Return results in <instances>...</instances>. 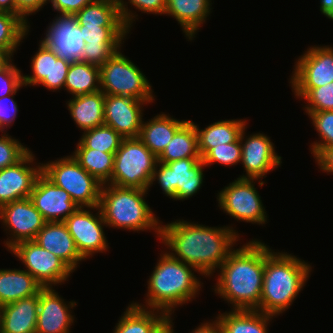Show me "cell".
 <instances>
[{"label": "cell", "instance_id": "6da1fadb", "mask_svg": "<svg viewBox=\"0 0 333 333\" xmlns=\"http://www.w3.org/2000/svg\"><path fill=\"white\" fill-rule=\"evenodd\" d=\"M162 224L161 221L159 241L166 251L173 258L194 267L205 278H213L234 245L241 240V234L231 225L210 227L184 219Z\"/></svg>", "mask_w": 333, "mask_h": 333}, {"label": "cell", "instance_id": "7a4b0ae2", "mask_svg": "<svg viewBox=\"0 0 333 333\" xmlns=\"http://www.w3.org/2000/svg\"><path fill=\"white\" fill-rule=\"evenodd\" d=\"M265 269V243L253 239L234 248L218 268L213 291L231 310H258Z\"/></svg>", "mask_w": 333, "mask_h": 333}, {"label": "cell", "instance_id": "3957f363", "mask_svg": "<svg viewBox=\"0 0 333 333\" xmlns=\"http://www.w3.org/2000/svg\"><path fill=\"white\" fill-rule=\"evenodd\" d=\"M158 259L147 279L146 301L144 304L132 302L141 308L158 310L172 317L175 308L192 302L200 294L203 283L197 276L201 274L194 267L173 258L166 248ZM196 272L200 275H195Z\"/></svg>", "mask_w": 333, "mask_h": 333}, {"label": "cell", "instance_id": "277c9868", "mask_svg": "<svg viewBox=\"0 0 333 333\" xmlns=\"http://www.w3.org/2000/svg\"><path fill=\"white\" fill-rule=\"evenodd\" d=\"M312 267L292 253L275 252L265 244L260 311L276 317L287 311L306 286Z\"/></svg>", "mask_w": 333, "mask_h": 333}, {"label": "cell", "instance_id": "5b68a950", "mask_svg": "<svg viewBox=\"0 0 333 333\" xmlns=\"http://www.w3.org/2000/svg\"><path fill=\"white\" fill-rule=\"evenodd\" d=\"M147 192L149 190L103 184L99 208L107 227L137 233L154 231L160 239L161 220L145 200Z\"/></svg>", "mask_w": 333, "mask_h": 333}, {"label": "cell", "instance_id": "8992f818", "mask_svg": "<svg viewBox=\"0 0 333 333\" xmlns=\"http://www.w3.org/2000/svg\"><path fill=\"white\" fill-rule=\"evenodd\" d=\"M100 90L106 95L129 96L150 104L156 100L148 78L121 49L100 66Z\"/></svg>", "mask_w": 333, "mask_h": 333}, {"label": "cell", "instance_id": "52a82bcc", "mask_svg": "<svg viewBox=\"0 0 333 333\" xmlns=\"http://www.w3.org/2000/svg\"><path fill=\"white\" fill-rule=\"evenodd\" d=\"M157 162V157L138 137L123 138L115 152L112 176L108 184L150 190Z\"/></svg>", "mask_w": 333, "mask_h": 333}, {"label": "cell", "instance_id": "ba28073f", "mask_svg": "<svg viewBox=\"0 0 333 333\" xmlns=\"http://www.w3.org/2000/svg\"><path fill=\"white\" fill-rule=\"evenodd\" d=\"M42 173L70 194L79 207H97L102 183L80 166L71 155L42 163Z\"/></svg>", "mask_w": 333, "mask_h": 333}, {"label": "cell", "instance_id": "9c48e42d", "mask_svg": "<svg viewBox=\"0 0 333 333\" xmlns=\"http://www.w3.org/2000/svg\"><path fill=\"white\" fill-rule=\"evenodd\" d=\"M205 168L201 158L180 159L166 164L157 162L150 187L157 181L170 200H187L202 188Z\"/></svg>", "mask_w": 333, "mask_h": 333}, {"label": "cell", "instance_id": "30bf717a", "mask_svg": "<svg viewBox=\"0 0 333 333\" xmlns=\"http://www.w3.org/2000/svg\"><path fill=\"white\" fill-rule=\"evenodd\" d=\"M255 181V182H254ZM262 187L259 179H234L217 193L218 207L236 221L265 225L268 223L267 211L255 183Z\"/></svg>", "mask_w": 333, "mask_h": 333}, {"label": "cell", "instance_id": "8fae6325", "mask_svg": "<svg viewBox=\"0 0 333 333\" xmlns=\"http://www.w3.org/2000/svg\"><path fill=\"white\" fill-rule=\"evenodd\" d=\"M9 252L17 257L43 288L64 284L73 271L54 253L43 249L33 240L22 241L12 247Z\"/></svg>", "mask_w": 333, "mask_h": 333}, {"label": "cell", "instance_id": "7c38bea8", "mask_svg": "<svg viewBox=\"0 0 333 333\" xmlns=\"http://www.w3.org/2000/svg\"><path fill=\"white\" fill-rule=\"evenodd\" d=\"M64 223L74 239L78 252L85 260L92 258L96 253L108 251L109 243L104 232L107 224L99 206L78 207Z\"/></svg>", "mask_w": 333, "mask_h": 333}, {"label": "cell", "instance_id": "4fadbf2b", "mask_svg": "<svg viewBox=\"0 0 333 333\" xmlns=\"http://www.w3.org/2000/svg\"><path fill=\"white\" fill-rule=\"evenodd\" d=\"M0 222L9 235L3 242L9 251L17 243L34 240L46 221L30 198H25L1 206Z\"/></svg>", "mask_w": 333, "mask_h": 333}, {"label": "cell", "instance_id": "5bb4252c", "mask_svg": "<svg viewBox=\"0 0 333 333\" xmlns=\"http://www.w3.org/2000/svg\"><path fill=\"white\" fill-rule=\"evenodd\" d=\"M289 84L291 88H317L333 81V47L308 46L294 62Z\"/></svg>", "mask_w": 333, "mask_h": 333}, {"label": "cell", "instance_id": "9a60e30c", "mask_svg": "<svg viewBox=\"0 0 333 333\" xmlns=\"http://www.w3.org/2000/svg\"><path fill=\"white\" fill-rule=\"evenodd\" d=\"M247 126L241 132L240 142L242 146L241 162L245 175L240 179H259L277 169L282 164V157L276 153L275 145L263 132L251 133L246 136Z\"/></svg>", "mask_w": 333, "mask_h": 333}, {"label": "cell", "instance_id": "2e32d148", "mask_svg": "<svg viewBox=\"0 0 333 333\" xmlns=\"http://www.w3.org/2000/svg\"><path fill=\"white\" fill-rule=\"evenodd\" d=\"M46 29L40 43L69 63L81 61L85 41L75 14H57Z\"/></svg>", "mask_w": 333, "mask_h": 333}, {"label": "cell", "instance_id": "e0dca14e", "mask_svg": "<svg viewBox=\"0 0 333 333\" xmlns=\"http://www.w3.org/2000/svg\"><path fill=\"white\" fill-rule=\"evenodd\" d=\"M35 160L30 150L19 162L0 170V207L30 197L36 179L42 173V162Z\"/></svg>", "mask_w": 333, "mask_h": 333}, {"label": "cell", "instance_id": "ac0fdd59", "mask_svg": "<svg viewBox=\"0 0 333 333\" xmlns=\"http://www.w3.org/2000/svg\"><path fill=\"white\" fill-rule=\"evenodd\" d=\"M147 101L129 96L106 95L104 101V124L112 127L123 138L139 136Z\"/></svg>", "mask_w": 333, "mask_h": 333}, {"label": "cell", "instance_id": "d6986e66", "mask_svg": "<svg viewBox=\"0 0 333 333\" xmlns=\"http://www.w3.org/2000/svg\"><path fill=\"white\" fill-rule=\"evenodd\" d=\"M76 305L74 300H64L54 287L43 288L39 292L35 333H70L75 320L72 310Z\"/></svg>", "mask_w": 333, "mask_h": 333}, {"label": "cell", "instance_id": "ffe728a7", "mask_svg": "<svg viewBox=\"0 0 333 333\" xmlns=\"http://www.w3.org/2000/svg\"><path fill=\"white\" fill-rule=\"evenodd\" d=\"M29 198L46 222H64L79 207L70 194L43 173L37 177Z\"/></svg>", "mask_w": 333, "mask_h": 333}, {"label": "cell", "instance_id": "44dd1931", "mask_svg": "<svg viewBox=\"0 0 333 333\" xmlns=\"http://www.w3.org/2000/svg\"><path fill=\"white\" fill-rule=\"evenodd\" d=\"M43 249L54 253L73 272L85 259L78 252L74 239L64 222H45L43 228L33 240Z\"/></svg>", "mask_w": 333, "mask_h": 333}, {"label": "cell", "instance_id": "7402d4cb", "mask_svg": "<svg viewBox=\"0 0 333 333\" xmlns=\"http://www.w3.org/2000/svg\"><path fill=\"white\" fill-rule=\"evenodd\" d=\"M39 293L0 307V333H35Z\"/></svg>", "mask_w": 333, "mask_h": 333}, {"label": "cell", "instance_id": "603a6c76", "mask_svg": "<svg viewBox=\"0 0 333 333\" xmlns=\"http://www.w3.org/2000/svg\"><path fill=\"white\" fill-rule=\"evenodd\" d=\"M211 7L212 0H166L164 15L176 19L184 37L192 41L203 24H206L207 17L212 13Z\"/></svg>", "mask_w": 333, "mask_h": 333}, {"label": "cell", "instance_id": "cb8c5ba5", "mask_svg": "<svg viewBox=\"0 0 333 333\" xmlns=\"http://www.w3.org/2000/svg\"><path fill=\"white\" fill-rule=\"evenodd\" d=\"M186 121L176 119L170 116L169 113L160 112L148 121L143 119L138 138L158 157L172 140L175 132Z\"/></svg>", "mask_w": 333, "mask_h": 333}, {"label": "cell", "instance_id": "d4e9b609", "mask_svg": "<svg viewBox=\"0 0 333 333\" xmlns=\"http://www.w3.org/2000/svg\"><path fill=\"white\" fill-rule=\"evenodd\" d=\"M104 101L105 94L100 90L72 97L66 106L77 128L86 131L104 124Z\"/></svg>", "mask_w": 333, "mask_h": 333}, {"label": "cell", "instance_id": "484cf974", "mask_svg": "<svg viewBox=\"0 0 333 333\" xmlns=\"http://www.w3.org/2000/svg\"><path fill=\"white\" fill-rule=\"evenodd\" d=\"M247 119L218 120L200 129L193 122L198 134V151L201 158L213 147L235 142L240 138L241 132L248 124Z\"/></svg>", "mask_w": 333, "mask_h": 333}, {"label": "cell", "instance_id": "4316f807", "mask_svg": "<svg viewBox=\"0 0 333 333\" xmlns=\"http://www.w3.org/2000/svg\"><path fill=\"white\" fill-rule=\"evenodd\" d=\"M42 289L41 284L24 269H0V307L33 296Z\"/></svg>", "mask_w": 333, "mask_h": 333}, {"label": "cell", "instance_id": "83f0119b", "mask_svg": "<svg viewBox=\"0 0 333 333\" xmlns=\"http://www.w3.org/2000/svg\"><path fill=\"white\" fill-rule=\"evenodd\" d=\"M223 333H268L270 322L276 316L258 310H231L218 313Z\"/></svg>", "mask_w": 333, "mask_h": 333}, {"label": "cell", "instance_id": "f1b7e54d", "mask_svg": "<svg viewBox=\"0 0 333 333\" xmlns=\"http://www.w3.org/2000/svg\"><path fill=\"white\" fill-rule=\"evenodd\" d=\"M169 316L161 311L128 304L112 333H153Z\"/></svg>", "mask_w": 333, "mask_h": 333}, {"label": "cell", "instance_id": "f546056e", "mask_svg": "<svg viewBox=\"0 0 333 333\" xmlns=\"http://www.w3.org/2000/svg\"><path fill=\"white\" fill-rule=\"evenodd\" d=\"M186 158H201L198 151V134L192 120H187L175 132L157 160L166 164Z\"/></svg>", "mask_w": 333, "mask_h": 333}, {"label": "cell", "instance_id": "4dcf8cb0", "mask_svg": "<svg viewBox=\"0 0 333 333\" xmlns=\"http://www.w3.org/2000/svg\"><path fill=\"white\" fill-rule=\"evenodd\" d=\"M75 16L80 26L126 27L117 0H95Z\"/></svg>", "mask_w": 333, "mask_h": 333}, {"label": "cell", "instance_id": "1f68e13d", "mask_svg": "<svg viewBox=\"0 0 333 333\" xmlns=\"http://www.w3.org/2000/svg\"><path fill=\"white\" fill-rule=\"evenodd\" d=\"M64 89L71 97L100 91V67L83 61L71 63Z\"/></svg>", "mask_w": 333, "mask_h": 333}, {"label": "cell", "instance_id": "d6a6232c", "mask_svg": "<svg viewBox=\"0 0 333 333\" xmlns=\"http://www.w3.org/2000/svg\"><path fill=\"white\" fill-rule=\"evenodd\" d=\"M71 154L82 168L102 184L111 180L115 153L89 148H75Z\"/></svg>", "mask_w": 333, "mask_h": 333}, {"label": "cell", "instance_id": "836d02e7", "mask_svg": "<svg viewBox=\"0 0 333 333\" xmlns=\"http://www.w3.org/2000/svg\"><path fill=\"white\" fill-rule=\"evenodd\" d=\"M30 27L20 16L0 11V49L14 57L22 40L28 37Z\"/></svg>", "mask_w": 333, "mask_h": 333}, {"label": "cell", "instance_id": "e575fe53", "mask_svg": "<svg viewBox=\"0 0 333 333\" xmlns=\"http://www.w3.org/2000/svg\"><path fill=\"white\" fill-rule=\"evenodd\" d=\"M123 137L105 124L82 132L76 148H89L107 153H115Z\"/></svg>", "mask_w": 333, "mask_h": 333}, {"label": "cell", "instance_id": "d590c367", "mask_svg": "<svg viewBox=\"0 0 333 333\" xmlns=\"http://www.w3.org/2000/svg\"><path fill=\"white\" fill-rule=\"evenodd\" d=\"M294 98L306 101L304 112L333 110V81L317 88H291Z\"/></svg>", "mask_w": 333, "mask_h": 333}, {"label": "cell", "instance_id": "8d00e7d4", "mask_svg": "<svg viewBox=\"0 0 333 333\" xmlns=\"http://www.w3.org/2000/svg\"><path fill=\"white\" fill-rule=\"evenodd\" d=\"M37 52L31 57V75H23V84L39 86L41 82H52L53 51L39 42Z\"/></svg>", "mask_w": 333, "mask_h": 333}, {"label": "cell", "instance_id": "74e56055", "mask_svg": "<svg viewBox=\"0 0 333 333\" xmlns=\"http://www.w3.org/2000/svg\"><path fill=\"white\" fill-rule=\"evenodd\" d=\"M319 136L311 142L310 152L313 158L321 151L333 147V110L306 112Z\"/></svg>", "mask_w": 333, "mask_h": 333}, {"label": "cell", "instance_id": "f35d334b", "mask_svg": "<svg viewBox=\"0 0 333 333\" xmlns=\"http://www.w3.org/2000/svg\"><path fill=\"white\" fill-rule=\"evenodd\" d=\"M80 30L88 46L124 45L131 32L127 27L80 26Z\"/></svg>", "mask_w": 333, "mask_h": 333}, {"label": "cell", "instance_id": "ab89813d", "mask_svg": "<svg viewBox=\"0 0 333 333\" xmlns=\"http://www.w3.org/2000/svg\"><path fill=\"white\" fill-rule=\"evenodd\" d=\"M117 4L122 20L130 31L133 28V23L136 22L135 20H138L136 11L130 10L132 6L139 12L146 14L163 15L166 12V0H117ZM128 5H131L130 8Z\"/></svg>", "mask_w": 333, "mask_h": 333}, {"label": "cell", "instance_id": "60d3db41", "mask_svg": "<svg viewBox=\"0 0 333 333\" xmlns=\"http://www.w3.org/2000/svg\"><path fill=\"white\" fill-rule=\"evenodd\" d=\"M242 146L240 138L228 144L221 146H215L211 148L202 158L205 167H209L212 164H221L222 166H235L241 162ZM209 165V166H208Z\"/></svg>", "mask_w": 333, "mask_h": 333}, {"label": "cell", "instance_id": "b9f144b4", "mask_svg": "<svg viewBox=\"0 0 333 333\" xmlns=\"http://www.w3.org/2000/svg\"><path fill=\"white\" fill-rule=\"evenodd\" d=\"M30 149L8 133L0 135V170L19 162Z\"/></svg>", "mask_w": 333, "mask_h": 333}, {"label": "cell", "instance_id": "7bdbcfd3", "mask_svg": "<svg viewBox=\"0 0 333 333\" xmlns=\"http://www.w3.org/2000/svg\"><path fill=\"white\" fill-rule=\"evenodd\" d=\"M21 72L13 60L0 71V98L15 93L19 88L22 89L24 84Z\"/></svg>", "mask_w": 333, "mask_h": 333}, {"label": "cell", "instance_id": "ee69618b", "mask_svg": "<svg viewBox=\"0 0 333 333\" xmlns=\"http://www.w3.org/2000/svg\"><path fill=\"white\" fill-rule=\"evenodd\" d=\"M122 47V45L88 46L85 44L81 61L100 67Z\"/></svg>", "mask_w": 333, "mask_h": 333}, {"label": "cell", "instance_id": "f6af8a7d", "mask_svg": "<svg viewBox=\"0 0 333 333\" xmlns=\"http://www.w3.org/2000/svg\"><path fill=\"white\" fill-rule=\"evenodd\" d=\"M19 90L20 88L15 93L0 98V132L2 133H7L18 115L19 107L14 96Z\"/></svg>", "mask_w": 333, "mask_h": 333}, {"label": "cell", "instance_id": "bcb514c9", "mask_svg": "<svg viewBox=\"0 0 333 333\" xmlns=\"http://www.w3.org/2000/svg\"><path fill=\"white\" fill-rule=\"evenodd\" d=\"M71 63L58 58L53 52V70H52V82H41L44 88L51 90L52 92L64 89L66 76Z\"/></svg>", "mask_w": 333, "mask_h": 333}, {"label": "cell", "instance_id": "7dc6e473", "mask_svg": "<svg viewBox=\"0 0 333 333\" xmlns=\"http://www.w3.org/2000/svg\"><path fill=\"white\" fill-rule=\"evenodd\" d=\"M49 0H15V15L20 16L29 26V16L37 14Z\"/></svg>", "mask_w": 333, "mask_h": 333}, {"label": "cell", "instance_id": "c3c4849f", "mask_svg": "<svg viewBox=\"0 0 333 333\" xmlns=\"http://www.w3.org/2000/svg\"><path fill=\"white\" fill-rule=\"evenodd\" d=\"M95 0H49L48 3L53 7L57 14H76L84 6Z\"/></svg>", "mask_w": 333, "mask_h": 333}, {"label": "cell", "instance_id": "681fc988", "mask_svg": "<svg viewBox=\"0 0 333 333\" xmlns=\"http://www.w3.org/2000/svg\"><path fill=\"white\" fill-rule=\"evenodd\" d=\"M318 168L328 174H333V147L321 150L315 157Z\"/></svg>", "mask_w": 333, "mask_h": 333}, {"label": "cell", "instance_id": "f907efd6", "mask_svg": "<svg viewBox=\"0 0 333 333\" xmlns=\"http://www.w3.org/2000/svg\"><path fill=\"white\" fill-rule=\"evenodd\" d=\"M189 333H223L221 323L215 316L211 321H205Z\"/></svg>", "mask_w": 333, "mask_h": 333}, {"label": "cell", "instance_id": "816d5d0a", "mask_svg": "<svg viewBox=\"0 0 333 333\" xmlns=\"http://www.w3.org/2000/svg\"><path fill=\"white\" fill-rule=\"evenodd\" d=\"M320 12L333 21V0H320Z\"/></svg>", "mask_w": 333, "mask_h": 333}, {"label": "cell", "instance_id": "f5cc1de1", "mask_svg": "<svg viewBox=\"0 0 333 333\" xmlns=\"http://www.w3.org/2000/svg\"><path fill=\"white\" fill-rule=\"evenodd\" d=\"M173 320L171 316L168 317L153 333H175Z\"/></svg>", "mask_w": 333, "mask_h": 333}, {"label": "cell", "instance_id": "db71d44e", "mask_svg": "<svg viewBox=\"0 0 333 333\" xmlns=\"http://www.w3.org/2000/svg\"><path fill=\"white\" fill-rule=\"evenodd\" d=\"M0 11L15 14V0H0Z\"/></svg>", "mask_w": 333, "mask_h": 333}, {"label": "cell", "instance_id": "11a10c76", "mask_svg": "<svg viewBox=\"0 0 333 333\" xmlns=\"http://www.w3.org/2000/svg\"><path fill=\"white\" fill-rule=\"evenodd\" d=\"M12 60L13 56L7 50L0 49V71L3 70Z\"/></svg>", "mask_w": 333, "mask_h": 333}]
</instances>
